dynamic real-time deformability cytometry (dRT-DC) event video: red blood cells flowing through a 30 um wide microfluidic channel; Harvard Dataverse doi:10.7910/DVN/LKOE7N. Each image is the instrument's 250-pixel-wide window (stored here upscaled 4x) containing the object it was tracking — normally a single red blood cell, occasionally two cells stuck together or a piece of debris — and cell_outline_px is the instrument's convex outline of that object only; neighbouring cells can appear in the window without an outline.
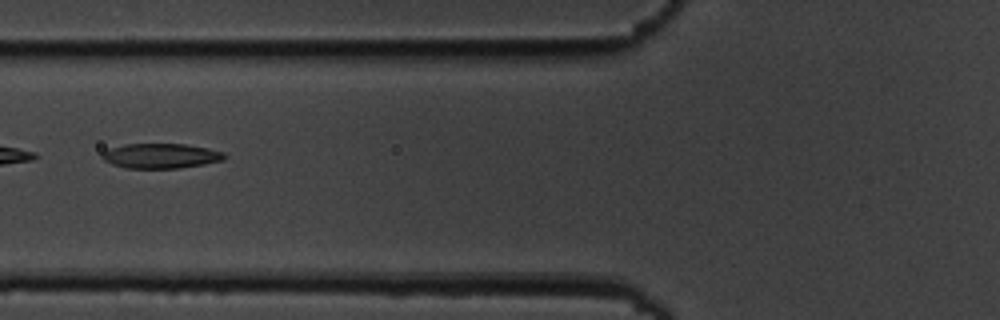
{"species": "common noctule bat (a hibernating species)", "species_latin": "Nyctalus noctula", "temperature_condition": "cold", "stored_images_in_passage": 7, "camera_frame_rate_fps": 3000, "um_per_image_px": 0.085, "animal": {"sex": "male", "body_mass_g": 19.5, "forearm_length_mm": 54.6}, "frame": {"image": 1, "passage_image": 7, "time_ms": 7.0, "image_size_px": [1000, 320], "cell_outline_px": [[228, 156], [224, 160], [204, 164], [176, 168], [124, 168], [112, 164], [104, 160], [100, 156], [100, 152], [108, 148], [124, 144], [184, 144], [208, 148], [224, 152]], "centroid_in_image_um": [13.64, 13.24], "position_along_channel_um": 112.2, "area_um2": 17.92}}